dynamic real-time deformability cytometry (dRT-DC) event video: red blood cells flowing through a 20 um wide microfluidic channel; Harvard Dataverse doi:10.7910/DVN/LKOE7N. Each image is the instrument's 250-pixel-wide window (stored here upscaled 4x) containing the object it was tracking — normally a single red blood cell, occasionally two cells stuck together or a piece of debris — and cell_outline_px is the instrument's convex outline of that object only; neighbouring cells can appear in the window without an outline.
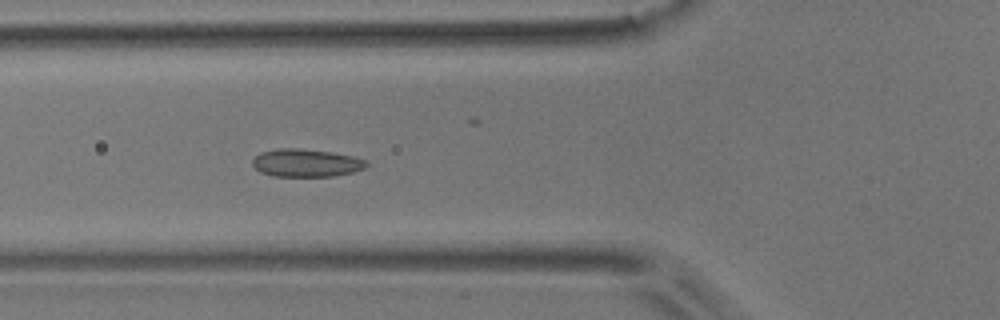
{"species": "common noctule bat (a hibernating species)", "species_latin": "Nyctalus noctula", "temperature_condition": "room temperature", "stored_images_in_passage": 4, "camera_frame_rate_fps": 3000, "um_per_image_px": 0.085, "animal": {"sex": "male", "body_mass_g": 17.9}, "frame": {"image": 1, "passage_image": 4, "time_ms": 1.0, "image_size_px": [1000, 320], "cell_outline_px": [[368, 164], [364, 168], [352, 172], [332, 176], [272, 176], [260, 172], [252, 164], [252, 160], [260, 152], [280, 148], [296, 148], [332, 152], [352, 156], [364, 160]], "centroid_in_image_um": [25.98, 13.84], "position_along_channel_um": 99.8, "area_um2": 18.32}}